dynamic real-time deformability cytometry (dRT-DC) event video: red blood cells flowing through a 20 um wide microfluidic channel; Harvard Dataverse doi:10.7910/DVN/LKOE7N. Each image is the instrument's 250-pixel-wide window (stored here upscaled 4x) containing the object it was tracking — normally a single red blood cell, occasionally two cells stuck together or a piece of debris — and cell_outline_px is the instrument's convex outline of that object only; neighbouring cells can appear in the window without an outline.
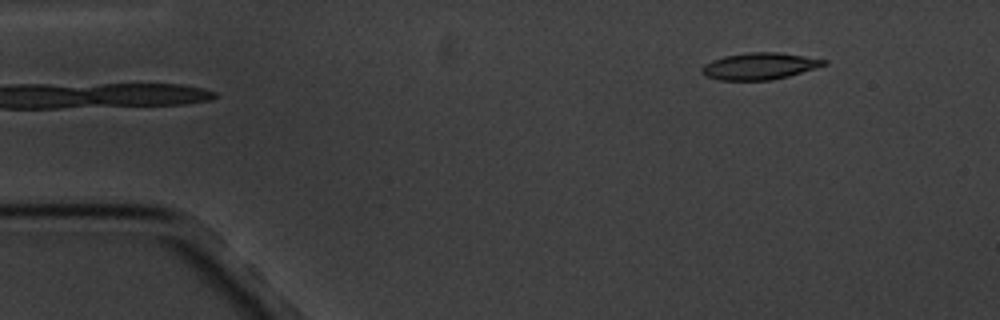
{"species": "common noctule bat (a hibernating species)", "species_latin": "Nyctalus noctula", "temperature_condition": "cold", "stored_images_in_passage": 2, "camera_frame_rate_fps": 3000, "um_per_image_px": 0.085, "animal": {"sex": "male", "body_mass_g": 20.1, "forearm_length_mm": 53.5}, "frame": {"image": 1, "passage_image": 2, "time_ms": 2.0, "image_size_px": [1000, 320], "cell_outline_px": [[828, 64], [788, 76], [772, 80], [720, 80], [708, 76], [700, 72], [700, 68], [704, 64], [712, 60], [724, 56], [748, 52], [780, 52], [828, 60]], "centroid_in_image_um": [64.55, 5.61], "position_along_channel_um": 20.4, "area_um2": 19.02}}